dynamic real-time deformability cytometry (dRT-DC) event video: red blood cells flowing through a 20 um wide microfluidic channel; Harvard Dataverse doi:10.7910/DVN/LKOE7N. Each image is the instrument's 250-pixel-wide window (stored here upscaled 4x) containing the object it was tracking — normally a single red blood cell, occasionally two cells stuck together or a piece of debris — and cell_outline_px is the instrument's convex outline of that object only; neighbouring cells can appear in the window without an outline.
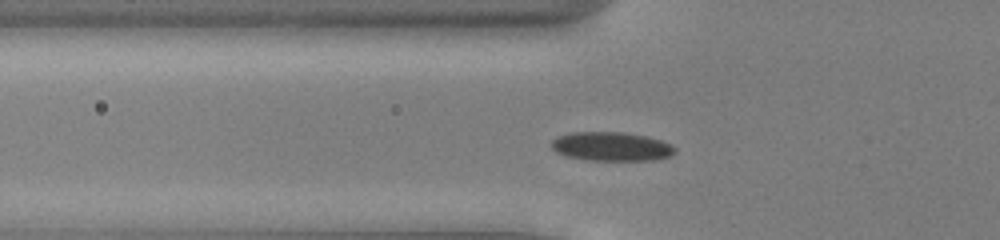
{"species": "common noctule bat (a hibernating species)", "species_latin": "Nyctalus noctula", "temperature_condition": "cold", "stored_images_in_passage": 48, "camera_frame_rate_fps": 3000, "um_per_image_px": 0.085, "animal": {"sex": "male", "body_mass_g": 13.0, "forearm_length_mm": 53.1}, "frame": {"image": 1, "passage_image": 13, "time_ms": 4.0, "image_size_px": [1000, 240], "cell_outline_px": [[676, 152], [672, 156], [652, 160], [584, 160], [568, 156], [556, 152], [548, 144], [556, 136], [572, 132], [624, 132], [644, 136], [660, 140], [672, 144], [676, 148]], "centroid_in_image_um": [51.95, 12.45], "position_along_channel_um": 73.8, "area_um2": 21.04}}
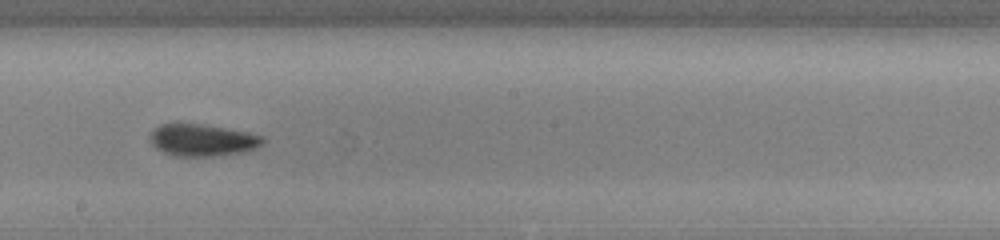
{"frame": {"image": 2, "passage_image": 25, "time_ms": 8.0, "image_size_px": [1000, 240], "cell_outline_px": [[264, 144], [256, 148], [244, 152], [216, 156], [176, 156], [164, 152], [156, 148], [152, 144], [148, 136], [160, 124], [176, 120], [248, 132], [264, 136]], "centroid_in_image_um": [17.18, 11.88], "position_along_channel_um": 231.0, "area_um2": 21.56}}
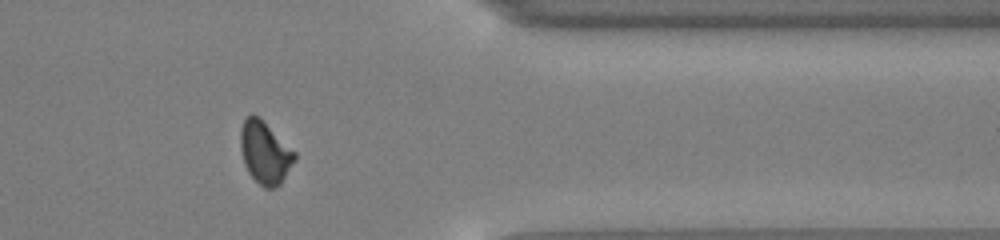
{"frame": {"image": 3, "passage_image": 38, "time_ms": 12.333, "image_size_px": [1000, 240], "cell_outline_px": [[296, 160], [280, 184], [276, 188], [264, 188], [248, 172], [244, 164], [240, 148], [240, 128], [244, 120], [252, 112], [260, 116], [296, 152]], "centroid_in_image_um": [22.52, 12.93], "position_along_channel_um": 388.9, "area_um2": 20.0}, "authors_computed_cell_mechanics": {"area_um2": 20.0855, "velocity_mm_per_s": 3.9346, "shape_relaxation_time_tau1_ms": 2.5607, "shape_relaxation_time_tau2_ms": 2.5666, "deformation_change_tau1": 0.0695, "deformation_change_tau2": 0.0527}}